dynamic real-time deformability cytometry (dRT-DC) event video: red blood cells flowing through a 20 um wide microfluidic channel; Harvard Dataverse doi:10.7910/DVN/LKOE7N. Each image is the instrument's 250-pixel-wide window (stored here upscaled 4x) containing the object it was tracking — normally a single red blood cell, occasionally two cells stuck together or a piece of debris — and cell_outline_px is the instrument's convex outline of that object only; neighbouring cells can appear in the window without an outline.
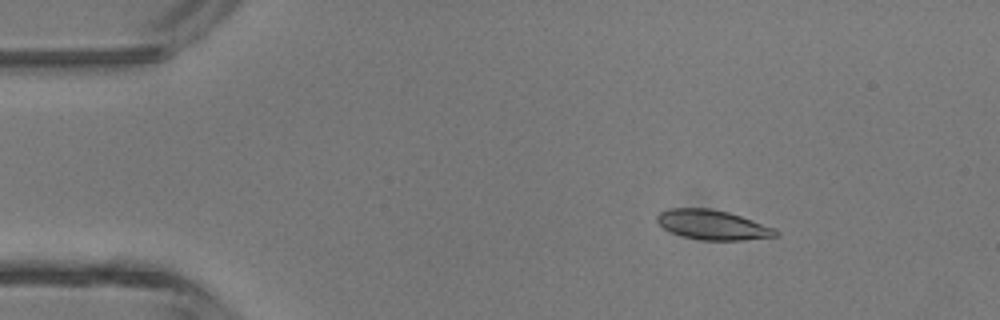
{"species": "common noctule bat (a hibernating species)", "species_latin": "Nyctalus noctula", "temperature_condition": "room temperature", "stored_images_in_passage": 3, "camera_frame_rate_fps": 3000, "um_per_image_px": 0.085, "animal": {"sex": "male", "body_mass_g": 13.3}, "frame": {"image": 1, "passage_image": 1, "time_ms": 0.0, "image_size_px": [1000, 320], "cell_outline_px": [[780, 236], [744, 240], [700, 240], [684, 236], [672, 232], [664, 228], [656, 220], [656, 216], [660, 212], [668, 208], [708, 208], [728, 212], [776, 228], [780, 232]], "centroid_in_image_um": [60.61, 19.11], "position_along_channel_um": 24.4, "area_um2": 20.52}}
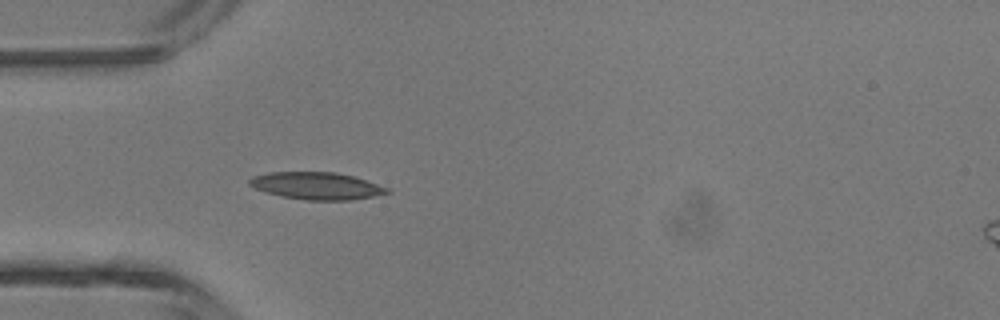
{"frame": {"image": 2, "passage_image": 3, "time_ms": 0.667, "image_size_px": [1000, 320], "cell_outline_px": [[392, 192], [352, 200], [304, 200], [280, 196], [264, 192], [248, 184], [248, 180], [252, 176], [268, 172], [336, 172], [352, 176], [392, 188]], "centroid_in_image_um": [26.91, 15.8], "position_along_channel_um": 58.1, "area_um2": 22.02}}